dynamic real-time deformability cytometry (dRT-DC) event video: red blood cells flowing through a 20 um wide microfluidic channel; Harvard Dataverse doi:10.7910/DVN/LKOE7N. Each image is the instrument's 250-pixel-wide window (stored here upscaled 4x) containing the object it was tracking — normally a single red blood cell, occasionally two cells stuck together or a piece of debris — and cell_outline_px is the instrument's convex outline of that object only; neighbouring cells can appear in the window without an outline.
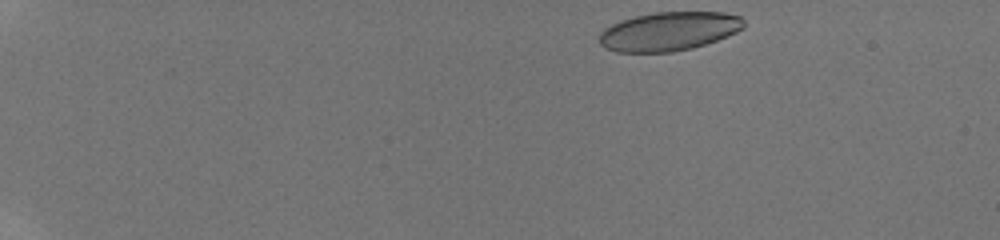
{"species": "human", "species_latin": "Homo sapiens", "temperature_condition": "room temperature", "stored_images_in_passage": 12, "camera_frame_rate_fps": 3000, "um_per_image_px": 0.085, "donor": {"sex": "male"}, "frame": {"image": 1, "passage_image": 1, "time_ms": 0.0, "image_size_px": [1000, 240], "cell_outline_px": [[744, 28], [736, 32], [716, 40], [692, 48], [672, 52], [616, 52], [604, 48], [600, 44], [600, 32], [604, 28], [620, 20], [636, 16], [656, 12], [724, 12], [740, 16], [744, 20]], "centroid_in_image_um": [56.84, 2.66], "position_along_channel_um": 28.2, "area_um2": 32.71}}
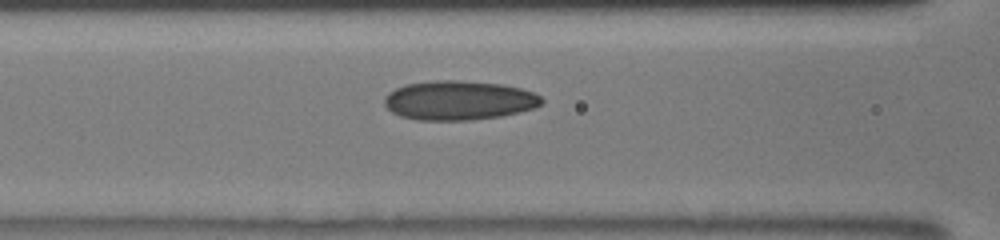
{"frame": {"image": 2, "passage_image": 7, "time_ms": 5.667, "image_size_px": [1000, 240], "cell_outline_px": [[544, 100], [536, 108], [520, 112], [500, 116], [472, 120], [420, 120], [400, 116], [392, 112], [384, 104], [384, 96], [388, 92], [404, 84], [436, 80], [456, 80], [504, 84], [520, 88], [532, 92], [540, 96]], "centroid_in_image_um": [39.0, 8.53], "position_along_channel_um": 127.6, "area_um2": 36.18}}
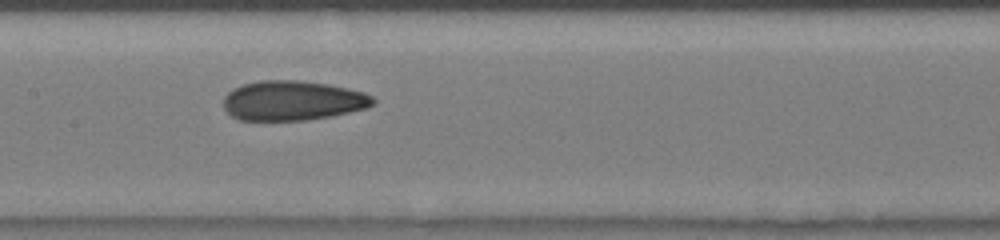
{"frame": {"image": 3, "passage_image": 10, "time_ms": 7.0, "image_size_px": [1000, 240], "cell_outline_px": [[376, 100], [368, 108], [332, 116], [308, 120], [240, 120], [232, 116], [224, 108], [224, 96], [232, 88], [244, 84], [260, 80], [300, 80], [328, 84], [364, 92], [372, 96]], "centroid_in_image_um": [24.88, 8.55], "position_along_channel_um": 182.5, "area_um2": 34.74}}